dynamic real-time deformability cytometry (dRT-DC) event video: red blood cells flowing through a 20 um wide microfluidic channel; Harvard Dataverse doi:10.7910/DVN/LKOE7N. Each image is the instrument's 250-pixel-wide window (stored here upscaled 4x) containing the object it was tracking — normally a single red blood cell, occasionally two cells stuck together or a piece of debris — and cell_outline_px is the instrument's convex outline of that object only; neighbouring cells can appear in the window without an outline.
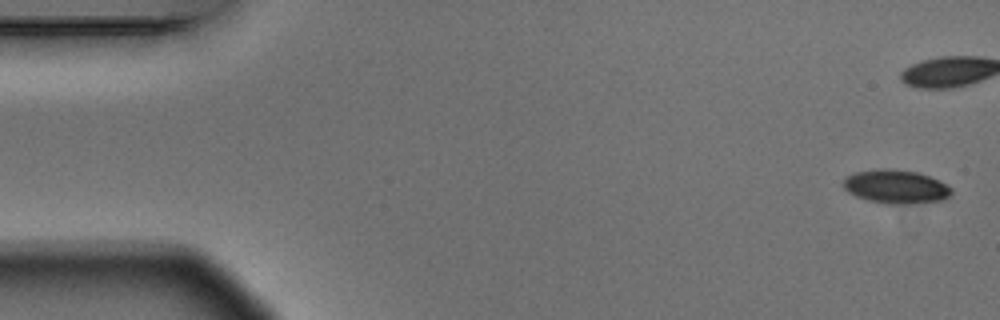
{"species": "Egyptian fruit bat (a non-hibernating species)", "species_latin": "Rousettus aegyptiacus", "temperature_condition": "warm", "stored_images_in_passage": 5, "camera_frame_rate_fps": 3000, "um_per_image_px": 0.085, "animal": {"sex": "male"}, "frame": {"image": 1, "passage_image": 1, "time_ms": 0.0, "image_size_px": [1000, 320], "cell_outline_px": [[952, 192], [948, 196], [940, 200], [896, 204], [888, 204], [868, 200], [856, 196], [848, 192], [844, 188], [844, 176], [856, 172], [884, 168], [916, 172], [928, 176], [952, 188]], "centroid_in_image_um": [76.09, 15.86], "position_along_channel_um": 8.9, "area_um2": 20.69}}
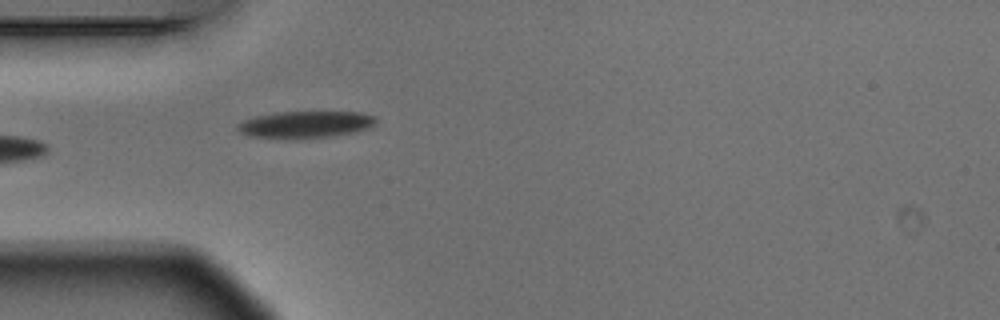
{"frame": {"image": 2, "passage_image": 5, "time_ms": 1.333, "image_size_px": [1000, 320], "cell_outline_px": [[376, 124], [372, 128], [356, 132], [332, 136], [296, 140], [288, 140], [248, 136], [240, 132], [236, 128], [236, 124], [244, 120], [256, 116], [276, 112], [360, 112], [376, 116]], "centroid_in_image_um": [25.97, 10.61], "position_along_channel_um": 59.0, "area_um2": 22.37}}